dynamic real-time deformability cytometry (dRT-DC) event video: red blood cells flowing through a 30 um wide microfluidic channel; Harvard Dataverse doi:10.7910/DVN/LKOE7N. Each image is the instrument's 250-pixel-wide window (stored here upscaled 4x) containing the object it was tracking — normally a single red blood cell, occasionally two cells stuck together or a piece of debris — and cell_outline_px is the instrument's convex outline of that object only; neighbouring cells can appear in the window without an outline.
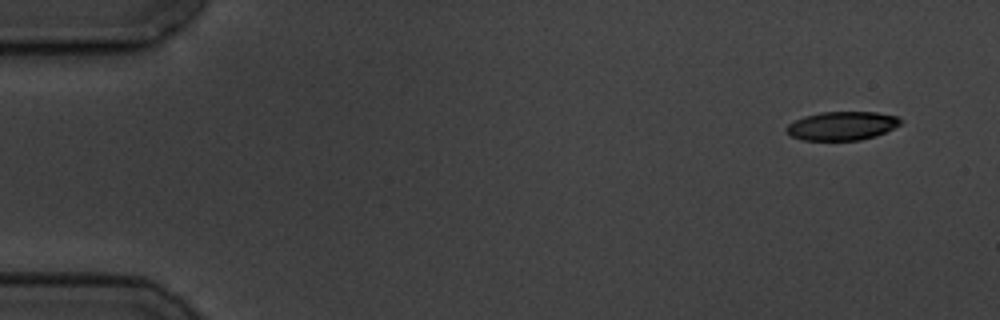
{"species": "common noctule bat (a hibernating species)", "species_latin": "Nyctalus noctula", "temperature_condition": "cold", "stored_images_in_passage": 6, "camera_frame_rate_fps": 3000, "um_per_image_px": 0.085, "animal": {"sex": "male", "body_mass_g": 19.5, "forearm_length_mm": 54.6}, "frame": {"image": 1, "passage_image": 1, "time_ms": 0.0, "image_size_px": [1000, 320], "cell_outline_px": [[904, 120], [900, 124], [876, 136], [860, 140], [804, 140], [792, 136], [784, 128], [788, 124], [804, 116], [820, 112], [876, 112], [900, 116]], "centroid_in_image_um": [71.6, 10.68], "position_along_channel_um": 13.4, "area_um2": 19.07}}
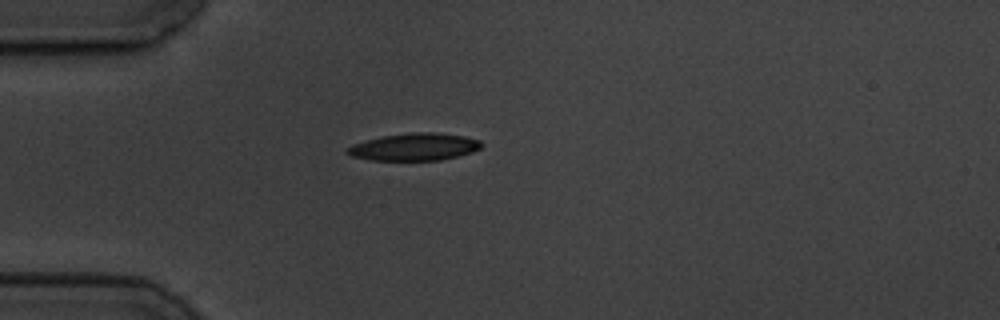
{"frame": {"image": 2, "passage_image": 4, "time_ms": 4.0, "image_size_px": [1000, 320], "cell_outline_px": [[484, 144], [480, 148], [472, 152], [440, 160], [372, 160], [352, 156], [344, 152], [352, 144], [384, 136], [412, 132], [432, 132], [464, 136], [480, 140]], "centroid_in_image_um": [35.24, 12.48], "position_along_channel_um": 49.8, "area_um2": 21.15}}
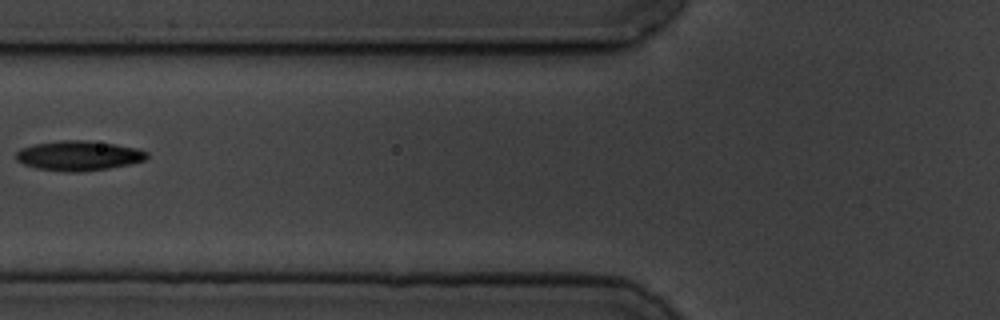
{"frame": {"image": 3, "passage_image": 6, "time_ms": 6.333, "image_size_px": [1000, 320], "cell_outline_px": [[148, 156], [144, 160], [128, 164], [108, 168], [80, 172], [68, 172], [36, 168], [24, 164], [16, 160], [16, 152], [20, 148], [36, 144], [60, 140], [84, 140], [116, 144], [136, 148], [148, 152]], "centroid_in_image_um": [6.67, 13.23], "position_along_channel_um": 119.1, "area_um2": 22.6}}